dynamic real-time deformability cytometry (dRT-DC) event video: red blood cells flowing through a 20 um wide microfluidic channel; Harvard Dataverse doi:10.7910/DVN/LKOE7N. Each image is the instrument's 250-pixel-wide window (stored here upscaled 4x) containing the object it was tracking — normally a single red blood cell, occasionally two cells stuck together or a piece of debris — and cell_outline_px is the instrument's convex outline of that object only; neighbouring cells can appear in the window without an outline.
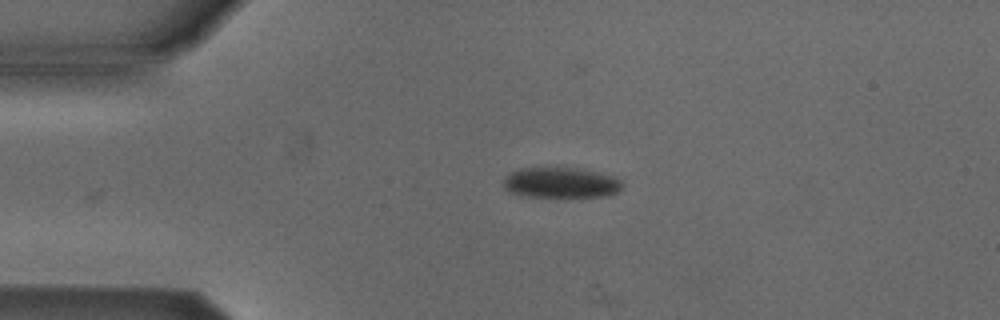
{"species": "Egyptian fruit bat (a non-hibernating species)", "species_latin": "Rousettus aegyptiacus", "temperature_condition": "cold", "stored_images_in_passage": 34, "camera_frame_rate_fps": 3000, "um_per_image_px": 0.085, "animal": {"sex": "male"}, "frame": {"image": 1, "passage_image": 1, "time_ms": 0.0, "image_size_px": [1000, 320], "cell_outline_px": [[624, 184], [616, 192], [608, 196], [520, 196], [504, 188], [504, 180], [512, 172], [524, 168], [580, 168], [600, 172], [616, 176]], "centroid_in_image_um": [47.73, 15.52], "position_along_channel_um": 37.3, "area_um2": 20.92}}
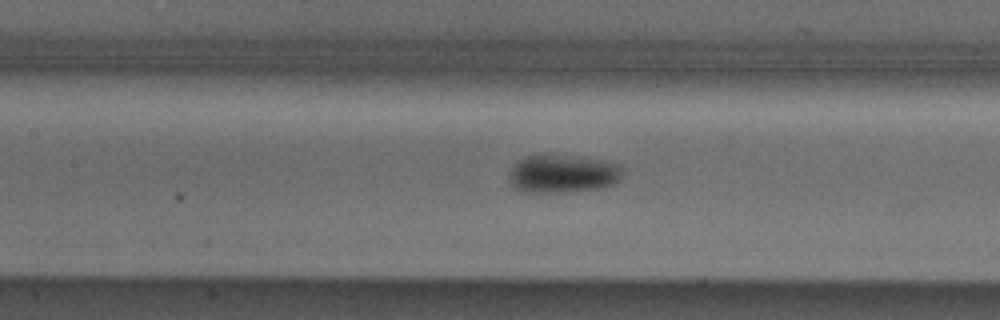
{"frame": {"image": 2, "passage_image": 13, "time_ms": 4.0, "image_size_px": [1000, 320], "cell_outline_px": [[620, 180], [616, 184], [604, 188], [572, 192], [520, 192], [512, 184], [508, 176], [508, 172], [520, 160], [528, 156], [576, 156], [600, 160], [620, 164]], "centroid_in_image_um": [47.86, 14.81], "position_along_channel_um": 159.5, "area_um2": 25.09}}
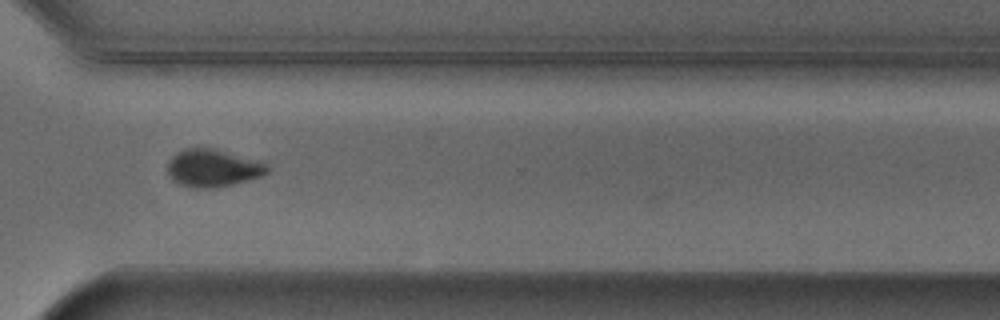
{"frame": {"image": 3, "passage_image": 28, "time_ms": 9.0, "image_size_px": [1000, 320], "cell_outline_px": [[268, 172], [260, 176], [248, 180], [232, 184], [212, 188], [196, 188], [180, 184], [172, 180], [168, 172], [168, 160], [176, 152], [184, 148], [212, 148], [260, 160], [268, 164]], "centroid_in_image_um": [18.09, 14.27], "position_along_channel_um": 352.5, "area_um2": 21.85}}